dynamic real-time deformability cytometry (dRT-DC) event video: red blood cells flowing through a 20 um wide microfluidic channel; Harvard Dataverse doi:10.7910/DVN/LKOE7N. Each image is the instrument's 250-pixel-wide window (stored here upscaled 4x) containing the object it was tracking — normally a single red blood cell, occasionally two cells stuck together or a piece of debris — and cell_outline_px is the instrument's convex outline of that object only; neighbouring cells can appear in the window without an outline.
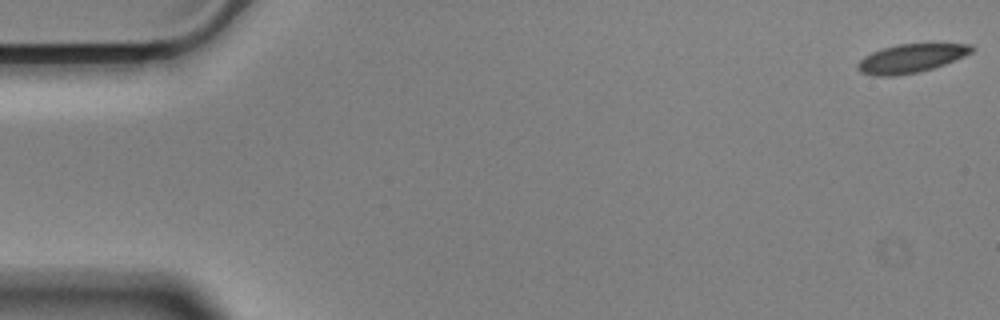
{"species": "Egyptian fruit bat (a non-hibernating species)", "species_latin": "Rousettus aegyptiacus", "temperature_condition": "cold", "stored_images_in_passage": 57, "camera_frame_rate_fps": 3000, "um_per_image_px": 0.085, "animal": {"sex": "male"}, "frame": {"image": 1, "passage_image": 1, "time_ms": 0.0, "image_size_px": [1000, 320], "cell_outline_px": [[976, 48], [972, 52], [964, 56], [944, 64], [932, 68], [916, 72], [896, 76], [876, 76], [860, 72], [856, 68], [856, 64], [864, 56], [880, 48], [896, 44], [972, 44]], "centroid_in_image_um": [77.4, 4.95], "position_along_channel_um": 7.6, "area_um2": 19.02}}
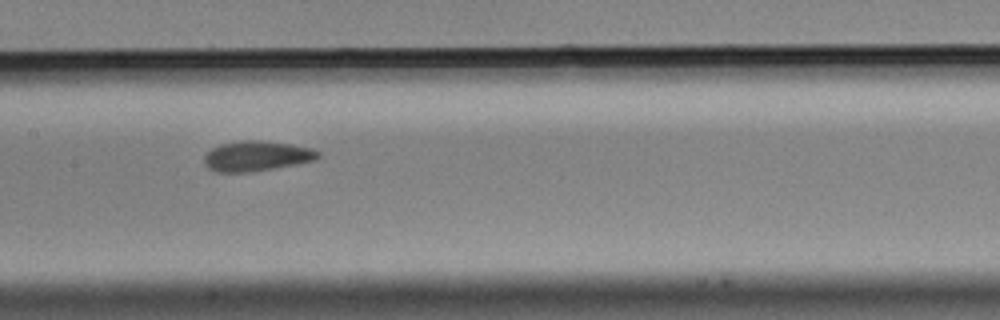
{"frame": {"image": 2, "passage_image": 28, "time_ms": 9.0, "image_size_px": [1000, 320], "cell_outline_px": [[320, 156], [312, 160], [296, 164], [252, 172], [216, 172], [208, 168], [204, 164], [204, 156], [212, 148], [220, 144], [240, 140], [260, 140], [292, 144], [312, 148], [320, 152]], "centroid_in_image_um": [21.79, 13.26], "position_along_channel_um": 185.6, "area_um2": 20.06}}
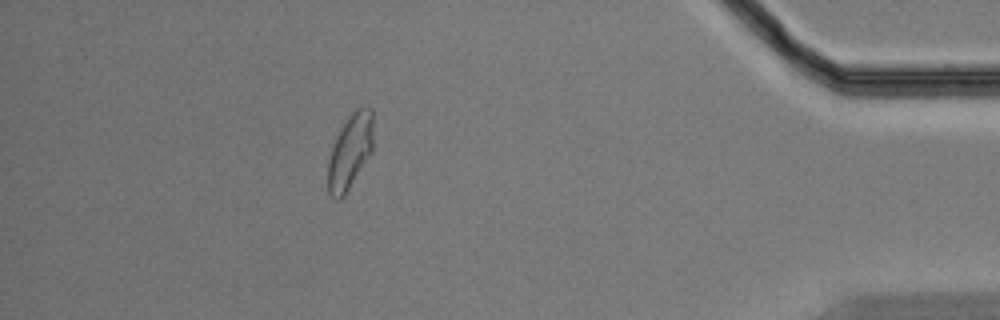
{"frame": {"image": 3, "passage_image": 51, "time_ms": 16.667, "image_size_px": [1000, 320], "cell_outline_px": [[372, 152], [344, 196], [340, 200], [336, 200], [328, 192], [328, 160], [332, 144], [340, 128], [352, 112], [356, 108], [364, 104], [372, 108]], "centroid_in_image_um": [29.75, 12.85], "position_along_channel_um": 405.5, "area_um2": 19.94}, "authors_computed_cell_mechanics": {"area_um2": 19.8254, "velocity_mm_per_s": 3.5052, "shape_relaxation_time_tau1_ms": 9.4313, "shape_relaxation_time_tau2_ms": 2.3535, "deformation_change_tau1": 0.1542, "deformation_change_tau2": 0.0584}}